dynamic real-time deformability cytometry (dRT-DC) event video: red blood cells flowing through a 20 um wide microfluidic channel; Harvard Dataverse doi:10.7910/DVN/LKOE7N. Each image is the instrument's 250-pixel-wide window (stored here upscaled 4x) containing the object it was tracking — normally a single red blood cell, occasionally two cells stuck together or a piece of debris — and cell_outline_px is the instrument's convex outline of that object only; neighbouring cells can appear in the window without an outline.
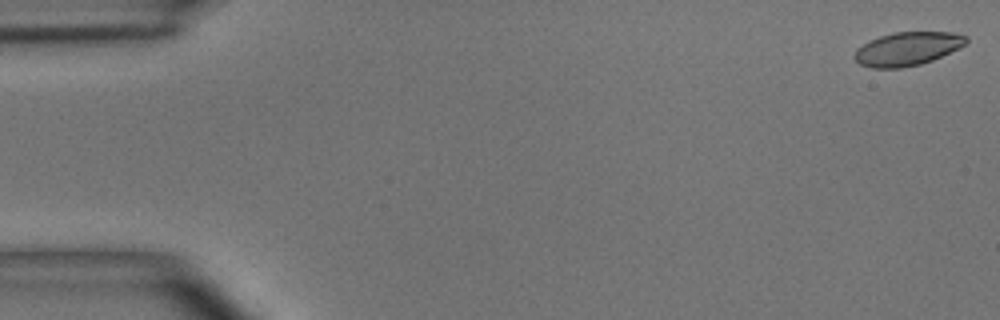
{"species": "common noctule bat (a hibernating species)", "species_latin": "Nyctalus noctula", "temperature_condition": "room temperature", "stored_images_in_passage": 5, "camera_frame_rate_fps": 3000, "um_per_image_px": 0.085, "animal": {"sex": "male", "body_mass_g": 15.6}, "frame": {"image": 1, "passage_image": 1, "time_ms": 0.0, "image_size_px": [1000, 320], "cell_outline_px": [[968, 40], [964, 44], [932, 60], [920, 64], [900, 68], [872, 68], [860, 64], [852, 56], [856, 48], [880, 36], [892, 32], [956, 32], [968, 36]], "centroid_in_image_um": [77.1, 4.14], "position_along_channel_um": 7.9, "area_um2": 21.62}}
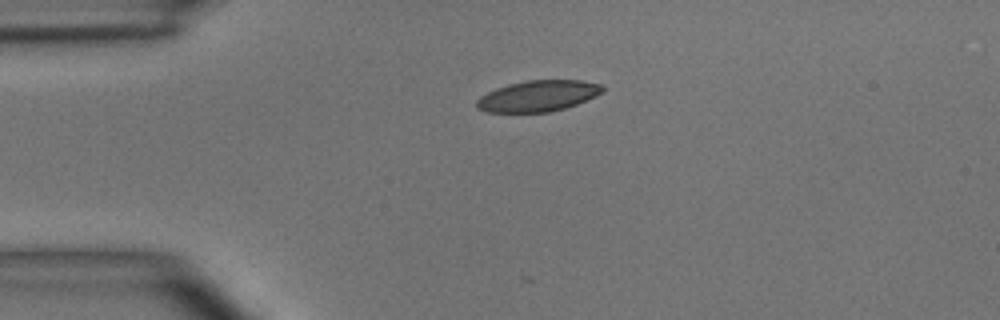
{"frame": {"image": 2, "passage_image": 4, "time_ms": 3.667, "image_size_px": [1000, 320], "cell_outline_px": [[604, 92], [596, 96], [576, 104], [564, 108], [548, 112], [488, 112], [476, 108], [476, 100], [480, 96], [496, 88], [508, 84], [528, 80], [580, 80], [600, 84], [604, 88]], "centroid_in_image_um": [45.72, 8.15], "position_along_channel_um": 39.3, "area_um2": 22.72}}